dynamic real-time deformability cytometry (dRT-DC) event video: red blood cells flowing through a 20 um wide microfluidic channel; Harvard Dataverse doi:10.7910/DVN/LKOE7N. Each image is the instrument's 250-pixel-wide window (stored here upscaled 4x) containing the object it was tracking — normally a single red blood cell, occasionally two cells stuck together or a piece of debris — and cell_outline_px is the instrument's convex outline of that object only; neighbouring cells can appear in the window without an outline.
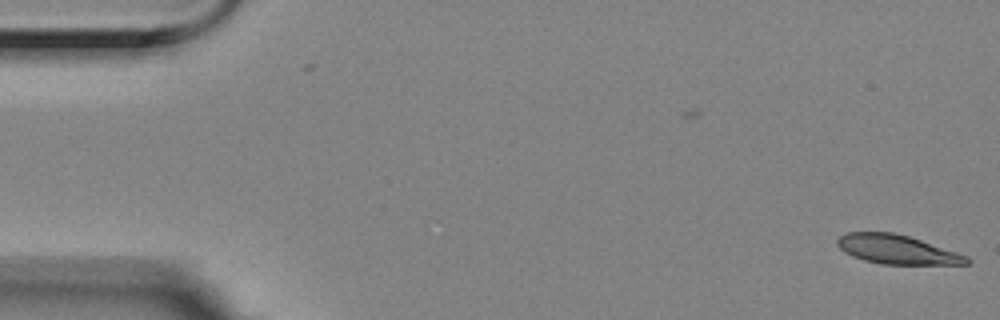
{"species": "Egyptian fruit bat (a non-hibernating species)", "species_latin": "Rousettus aegyptiacus", "temperature_condition": "room temperature", "stored_images_in_passage": 3, "camera_frame_rate_fps": 3000, "um_per_image_px": 0.085, "animal": {"sex": "female"}, "frame": {"image": 1, "passage_image": 3, "time_ms": 0.667, "image_size_px": [1000, 320], "cell_outline_px": [[972, 260], [968, 264], [880, 264], [864, 260], [852, 256], [844, 252], [836, 244], [836, 240], [840, 236], [848, 232], [892, 232], [908, 236], [968, 256]], "centroid_in_image_um": [76.22, 21.21], "position_along_channel_um": 8.8, "area_um2": 21.79}}